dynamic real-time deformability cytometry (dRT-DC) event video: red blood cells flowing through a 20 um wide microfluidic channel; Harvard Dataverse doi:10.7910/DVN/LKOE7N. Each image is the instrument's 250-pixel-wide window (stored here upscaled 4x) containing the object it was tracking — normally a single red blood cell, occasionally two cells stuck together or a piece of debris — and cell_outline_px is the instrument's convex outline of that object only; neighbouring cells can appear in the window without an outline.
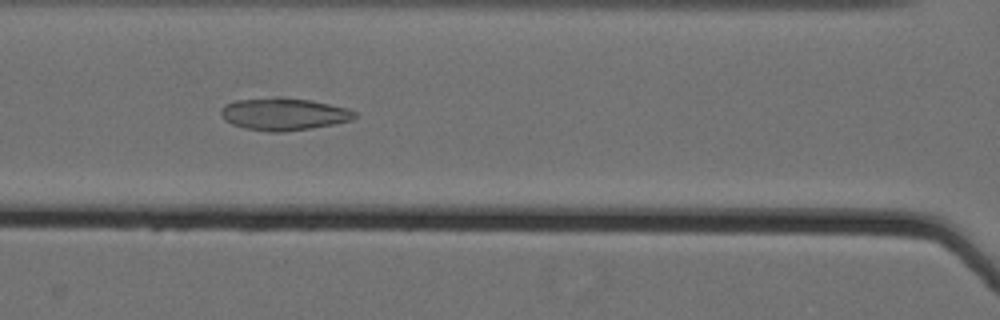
{"species": "Egyptian fruit bat (a non-hibernating species)", "species_latin": "Rousettus aegyptiacus", "temperature_condition": "cold", "stored_images_in_passage": 50, "camera_frame_rate_fps": 3000, "um_per_image_px": 0.085, "animal": {"sex": "female"}, "frame": {"image": 1, "passage_image": 20, "time_ms": 6.333, "image_size_px": [1000, 320], "cell_outline_px": [[356, 116], [352, 120], [312, 128], [280, 132], [268, 132], [244, 128], [232, 124], [224, 120], [220, 112], [220, 108], [224, 104], [236, 100], [276, 96], [308, 100], [328, 104], [344, 108], [356, 112]], "centroid_in_image_um": [24.04, 9.69], "position_along_channel_um": 142.6, "area_um2": 25.2}}
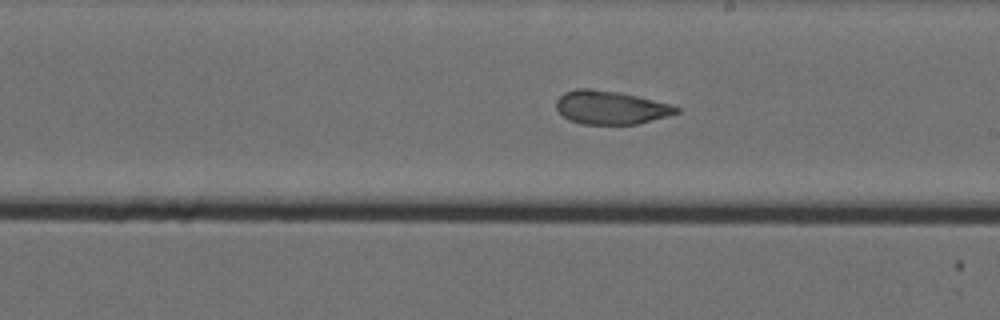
{"frame": {"image": 2, "passage_image": 28, "time_ms": 9.0, "image_size_px": [1000, 320], "cell_outline_px": [[680, 112], [668, 116], [636, 124], [580, 124], [568, 120], [560, 116], [556, 108], [556, 100], [564, 92], [576, 88], [588, 88], [620, 92], [672, 104], [680, 108]], "centroid_in_image_um": [51.87, 9.14], "position_along_channel_um": 237.1, "area_um2": 23.7}}
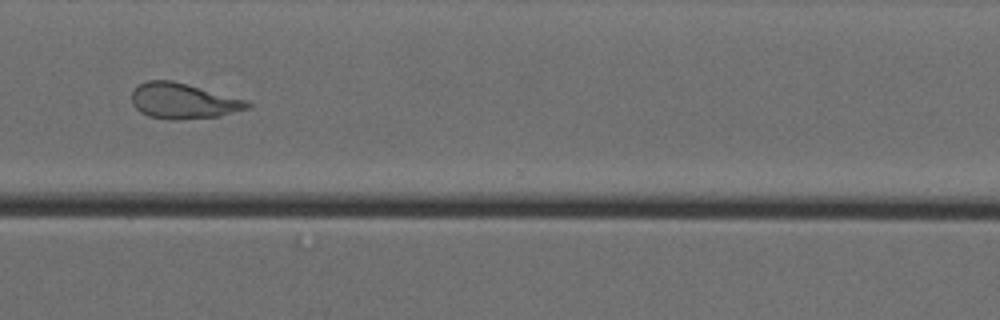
{"frame": {"image": 3, "passage_image": 38, "time_ms": 12.333, "image_size_px": [1000, 320], "cell_outline_px": [[252, 104], [248, 108], [216, 116], [176, 120], [168, 120], [148, 116], [140, 112], [132, 104], [132, 92], [140, 84], [148, 80], [172, 80], [248, 100]], "centroid_in_image_um": [15.55, 8.58], "position_along_channel_um": 355.0, "area_um2": 23.81}, "authors_computed_cell_mechanics": {"area_um2": 23.9581, "velocity_mm_per_s": 3.561, "shape_relaxation_time_tau1_ms": 5.5542, "shape_relaxation_time_tau2_ms": 2.4583, "deformation_change_tau1": 0.108, "deformation_change_tau2": 0.0914}}